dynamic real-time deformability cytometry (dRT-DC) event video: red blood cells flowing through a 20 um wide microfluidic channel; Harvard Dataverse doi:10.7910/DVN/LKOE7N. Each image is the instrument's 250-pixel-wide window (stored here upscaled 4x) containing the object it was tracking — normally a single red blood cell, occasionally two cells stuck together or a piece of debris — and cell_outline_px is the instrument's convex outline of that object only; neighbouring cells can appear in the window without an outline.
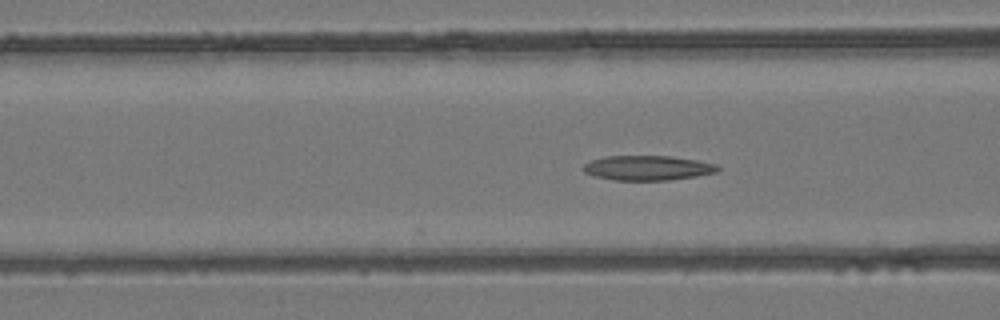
{"species": "common noctule bat (a hibernating species)", "species_latin": "Nyctalus noctula", "temperature_condition": "room temperature", "stored_images_in_passage": 6, "camera_frame_rate_fps": 3000, "um_per_image_px": 0.085, "animal": {"sex": "female", "body_mass_g": 24.6, "forearm_length_mm": 56.2}, "frame": {"image": 1, "passage_image": 6, "time_ms": 1.667, "image_size_px": [1000, 320], "cell_outline_px": [[720, 168], [716, 172], [696, 176], [668, 180], [612, 180], [596, 176], [584, 172], [584, 164], [588, 160], [604, 156], [668, 156], [696, 160], [716, 164]], "centroid_in_image_um": [55.01, 14.27], "position_along_channel_um": 111.6, "area_um2": 19.31}}